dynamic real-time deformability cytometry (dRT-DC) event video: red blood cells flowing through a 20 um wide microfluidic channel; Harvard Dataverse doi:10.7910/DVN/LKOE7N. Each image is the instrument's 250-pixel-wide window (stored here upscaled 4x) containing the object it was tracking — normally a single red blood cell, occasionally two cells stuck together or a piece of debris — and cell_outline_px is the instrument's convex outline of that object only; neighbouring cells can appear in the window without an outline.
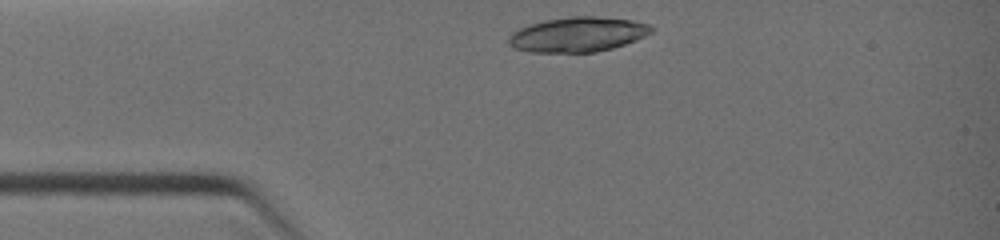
{"species": "common noctule bat (a hibernating species)", "species_latin": "Nyctalus noctula", "temperature_condition": "warm", "stored_images_in_passage": 12, "camera_frame_rate_fps": 3000, "um_per_image_px": 0.085, "animal": {"sex": "female", "body_mass_g": 19.0, "forearm_length_mm": 51.5}, "frame": {"image": 1, "passage_image": 1, "time_ms": 0.0, "image_size_px": [1000, 240], "cell_outline_px": [[656, 28], [652, 32], [636, 40], [612, 48], [596, 52], [532, 52], [516, 48], [508, 40], [508, 36], [512, 32], [520, 28], [544, 20], [572, 16], [596, 16], [632, 20], [648, 24]], "centroid_in_image_um": [49.15, 2.92], "position_along_channel_um": 35.8, "area_um2": 28.78}}
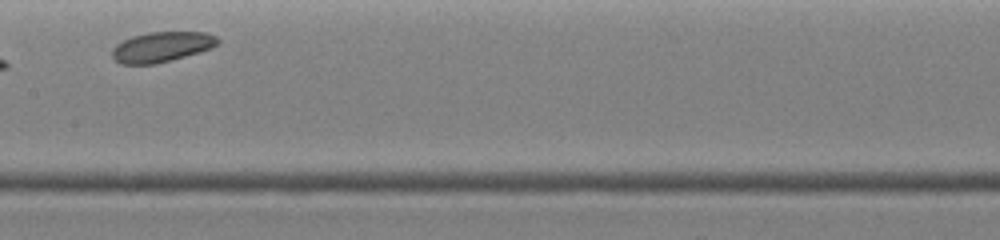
{"frame": {"image": 2, "passage_image": 7, "time_ms": 4.0, "image_size_px": [1000, 240], "cell_outline_px": [[220, 44], [212, 48], [156, 64], [120, 64], [112, 56], [112, 48], [116, 44], [132, 36], [148, 32], [204, 32], [216, 36], [220, 40]], "centroid_in_image_um": [13.75, 3.98], "position_along_channel_um": 193.6, "area_um2": 18.55}}